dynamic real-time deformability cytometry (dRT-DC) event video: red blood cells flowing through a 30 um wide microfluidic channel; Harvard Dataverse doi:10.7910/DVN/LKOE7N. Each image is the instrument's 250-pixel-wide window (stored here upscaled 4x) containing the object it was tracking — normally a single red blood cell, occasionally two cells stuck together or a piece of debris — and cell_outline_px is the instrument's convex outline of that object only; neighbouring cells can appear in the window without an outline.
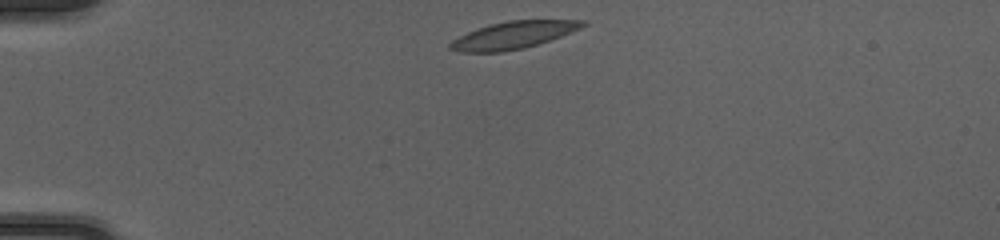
{"species": "common noctule bat (a hibernating species)", "species_latin": "Nyctalus noctula", "temperature_condition": "cold", "stored_images_in_passage": 39, "camera_frame_rate_fps": 3000, "um_per_image_px": 0.085, "animal": {"sex": "female", "body_mass_g": 20.0, "forearm_length_mm": 54.0}, "frame": {"image": 1, "passage_image": 1, "time_ms": 0.0, "image_size_px": [1000, 240], "cell_outline_px": [[588, 24], [580, 28], [560, 36], [524, 48], [500, 52], [460, 52], [448, 48], [448, 44], [452, 40], [468, 32], [488, 24], [508, 20], [584, 20]], "centroid_in_image_um": [43.59, 2.98], "position_along_channel_um": 41.4, "area_um2": 20.87}}
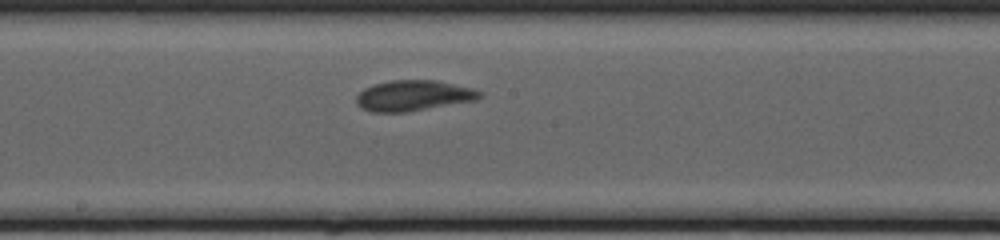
{"frame": {"image": 2, "passage_image": 17, "time_ms": 5.333, "image_size_px": [1000, 240], "cell_outline_px": [[484, 96], [476, 100], [408, 112], [372, 112], [360, 108], [356, 104], [356, 96], [364, 88], [372, 84], [392, 80], [436, 80], [472, 88], [484, 92]], "centroid_in_image_um": [35.14, 8.13], "position_along_channel_um": 213.1, "area_um2": 22.25}}
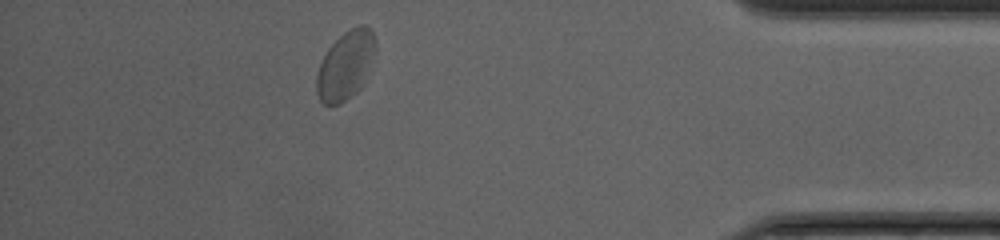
{"frame": {"image": 3, "passage_image": 34, "time_ms": 11.0, "image_size_px": [1000, 240], "cell_outline_px": [[376, 48], [360, 88], [356, 92], [344, 100], [336, 104], [324, 104], [320, 100], [316, 92], [316, 76], [320, 64], [328, 48], [344, 32], [360, 24], [364, 24], [372, 32], [376, 40]], "centroid_in_image_um": [29.36, 5.53], "position_along_channel_um": 405.8, "area_um2": 22.95}, "authors_computed_cell_mechanics": {"area_um2": 21.7328, "velocity_mm_per_s": 4.0588, "shape_relaxation_time_tau1_ms": 2.0821, "shape_relaxation_time_tau2_ms": 0.7708, "deformation_change_tau1": 0.084, "deformation_change_tau2": 0.0514}}